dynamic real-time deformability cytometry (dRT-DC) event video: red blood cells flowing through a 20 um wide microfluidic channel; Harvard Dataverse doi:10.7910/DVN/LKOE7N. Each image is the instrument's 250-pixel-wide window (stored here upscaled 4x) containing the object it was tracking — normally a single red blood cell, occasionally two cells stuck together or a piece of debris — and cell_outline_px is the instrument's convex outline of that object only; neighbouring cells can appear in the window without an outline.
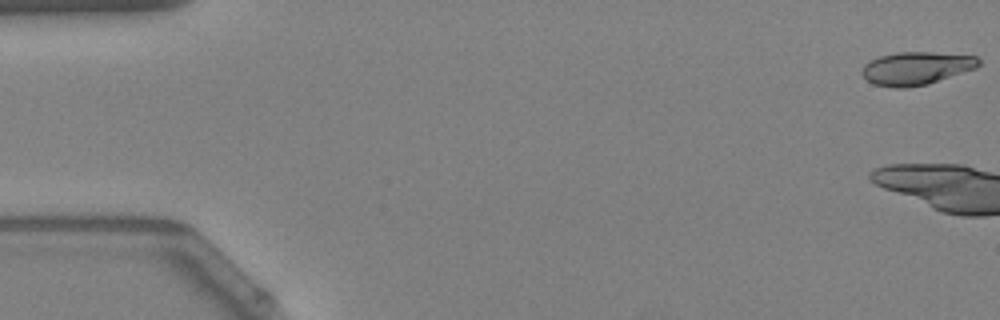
{"species": "Egyptian fruit bat (a non-hibernating species)", "species_latin": "Rousettus aegyptiacus", "temperature_condition": "warm", "stored_images_in_passage": 8, "camera_frame_rate_fps": 3000, "um_per_image_px": 0.085, "animal": {"sex": "female"}, "frame": {"image": 1, "passage_image": 1, "time_ms": 0.0, "image_size_px": [1000, 320], "cell_outline_px": [[980, 64], [976, 68], [928, 84], [908, 88], [896, 88], [872, 84], [860, 72], [864, 64], [880, 56], [896, 52], [932, 52], [976, 56], [980, 60]], "centroid_in_image_um": [77.87, 5.81], "position_along_channel_um": 7.1, "area_um2": 22.48}}